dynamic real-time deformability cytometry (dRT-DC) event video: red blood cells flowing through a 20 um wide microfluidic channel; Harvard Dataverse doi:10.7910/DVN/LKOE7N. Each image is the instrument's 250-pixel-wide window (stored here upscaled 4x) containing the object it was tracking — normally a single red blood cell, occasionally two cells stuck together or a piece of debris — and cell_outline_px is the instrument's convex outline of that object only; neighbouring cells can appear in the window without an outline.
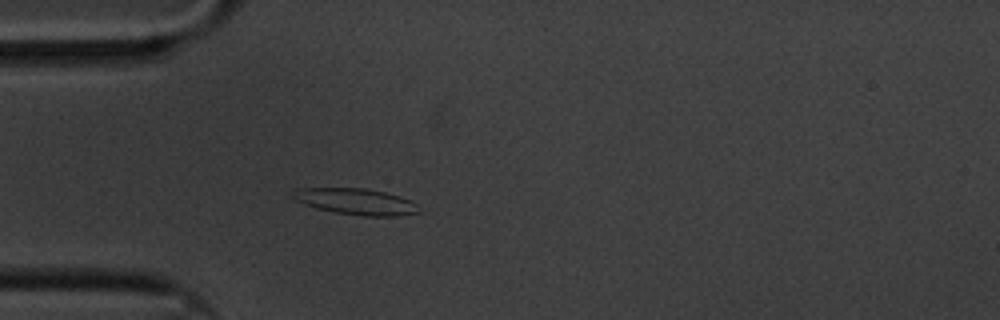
{"species": "common noctule bat (a hibernating species)", "species_latin": "Nyctalus noctula", "temperature_condition": "cold", "stored_images_in_passage": 41, "camera_frame_rate_fps": 3000, "um_per_image_px": 0.085, "animal": {"sex": "male", "body_mass_g": 20.1, "forearm_length_mm": 53.5}, "frame": {"image": 1, "passage_image": 10, "time_ms": 3.0, "image_size_px": [1000, 320], "cell_outline_px": [[424, 212], [396, 216], [364, 216], [336, 212], [316, 208], [304, 204], [296, 200], [292, 196], [292, 192], [304, 188], [364, 188], [384, 192], [400, 196], [416, 204]], "centroid_in_image_um": [30.3, 17.14], "position_along_channel_um": 54.7, "area_um2": 19.13}}
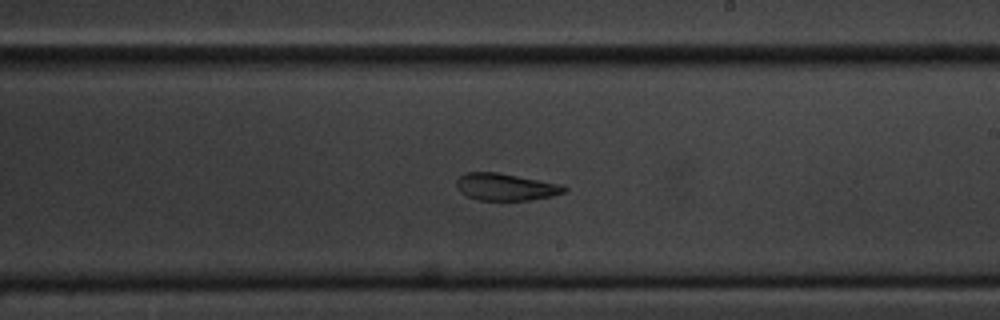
{"frame": {"image": 2, "passage_image": 28, "time_ms": 9.0, "image_size_px": [1000, 320], "cell_outline_px": [[568, 188], [564, 192], [552, 196], [532, 200], [480, 200], [468, 196], [460, 192], [456, 184], [456, 180], [460, 176], [468, 172], [496, 172], [560, 184]], "centroid_in_image_um": [42.97, 15.89], "position_along_channel_um": 246.0, "area_um2": 16.82}}
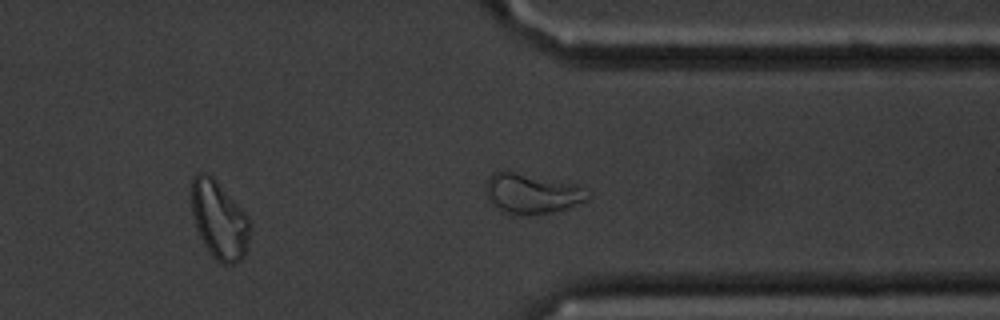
{"frame": {"image": 3, "passage_image": 39, "time_ms": 12.667, "image_size_px": [1000, 320], "cell_outline_px": [[252, 228], [248, 248], [244, 256], [236, 264], [220, 264], [212, 256], [204, 244], [196, 228], [192, 216], [192, 176], [196, 172], [204, 172], [212, 176], [248, 216], [252, 224]], "centroid_in_image_um": [18.66, 18.73], "position_along_channel_um": 392.7, "area_um2": 26.88}, "authors_computed_cell_mechanics": {"area_um2": 17.918, "velocity_mm_per_s": 3.2901, "shape_relaxation_time_tau1_ms": 8.817, "shape_relaxation_time_tau2_ms": 2.5451, "deformation_change_tau1": 0.1759, "deformation_change_tau2": 0.0871}}